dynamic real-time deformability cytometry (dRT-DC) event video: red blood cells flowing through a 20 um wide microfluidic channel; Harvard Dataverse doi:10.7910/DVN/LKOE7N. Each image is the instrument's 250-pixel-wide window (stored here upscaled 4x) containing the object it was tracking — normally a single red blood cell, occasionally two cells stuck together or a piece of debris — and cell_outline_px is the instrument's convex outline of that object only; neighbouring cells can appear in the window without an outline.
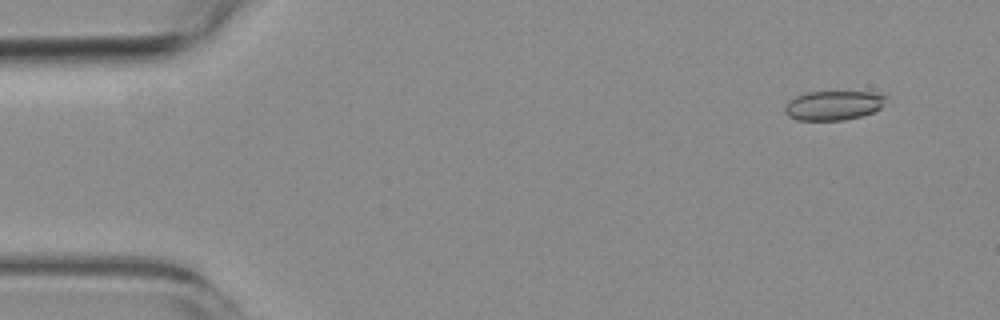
{"species": "common noctule bat (a hibernating species)", "species_latin": "Nyctalus noctula", "temperature_condition": "room temperature", "stored_images_in_passage": 4, "camera_frame_rate_fps": 3000, "um_per_image_px": 0.085, "animal": {"sex": "female", "body_mass_g": 19.3, "forearm_length_mm": 54.1}, "frame": {"image": 1, "passage_image": 2, "time_ms": 1.333, "image_size_px": [1000, 320], "cell_outline_px": [[884, 96], [880, 108], [872, 112], [860, 116], [844, 120], [796, 120], [788, 116], [784, 112], [784, 108], [788, 100], [796, 96], [808, 92], [880, 92]], "centroid_in_image_um": [70.77, 8.96], "position_along_channel_um": 14.2, "area_um2": 17.17}}